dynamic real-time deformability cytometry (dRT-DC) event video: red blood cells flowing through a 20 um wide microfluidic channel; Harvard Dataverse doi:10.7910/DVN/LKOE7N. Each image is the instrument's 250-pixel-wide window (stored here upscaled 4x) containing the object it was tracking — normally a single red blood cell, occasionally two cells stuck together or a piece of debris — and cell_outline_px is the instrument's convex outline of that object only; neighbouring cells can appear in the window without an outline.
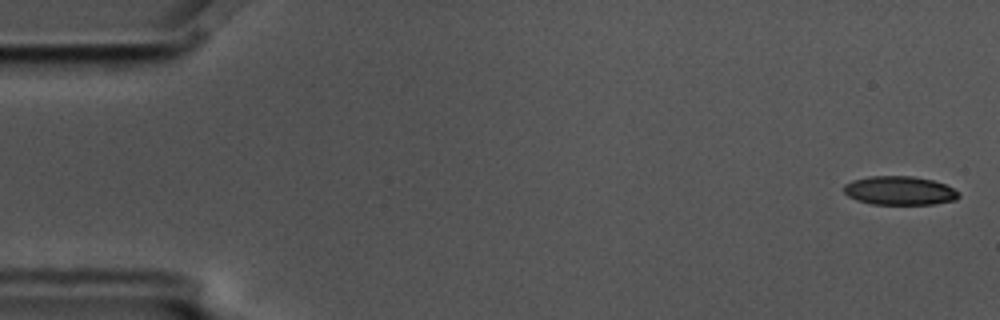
{"species": "common noctule bat (a hibernating species)", "species_latin": "Nyctalus noctula", "temperature_condition": "cold", "stored_images_in_passage": 5, "camera_frame_rate_fps": 3000, "um_per_image_px": 0.085, "animal": {"sex": "male", "body_mass_g": 17.5, "forearm_length_mm": 52.3}, "frame": {"image": 1, "passage_image": 1, "time_ms": 0.0, "image_size_px": [1000, 320], "cell_outline_px": [[960, 196], [956, 200], [932, 204], [872, 204], [856, 200], [848, 196], [844, 192], [844, 184], [852, 180], [868, 176], [912, 176], [932, 180], [944, 184], [960, 192]], "centroid_in_image_um": [76.45, 16.2], "position_along_channel_um": 8.5, "area_um2": 19.31}}
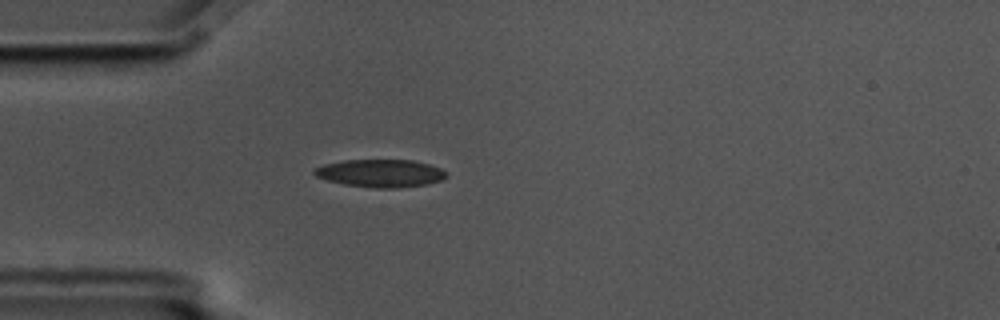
{"frame": {"image": 2, "passage_image": 5, "time_ms": 1.333, "image_size_px": [1000, 320], "cell_outline_px": [[448, 176], [440, 180], [428, 184], [400, 188], [376, 188], [344, 184], [328, 180], [316, 176], [312, 172], [316, 168], [324, 164], [344, 160], [412, 160], [428, 164], [440, 168], [448, 172]], "centroid_in_image_um": [32.37, 14.73], "position_along_channel_um": 52.6, "area_um2": 21.33}}